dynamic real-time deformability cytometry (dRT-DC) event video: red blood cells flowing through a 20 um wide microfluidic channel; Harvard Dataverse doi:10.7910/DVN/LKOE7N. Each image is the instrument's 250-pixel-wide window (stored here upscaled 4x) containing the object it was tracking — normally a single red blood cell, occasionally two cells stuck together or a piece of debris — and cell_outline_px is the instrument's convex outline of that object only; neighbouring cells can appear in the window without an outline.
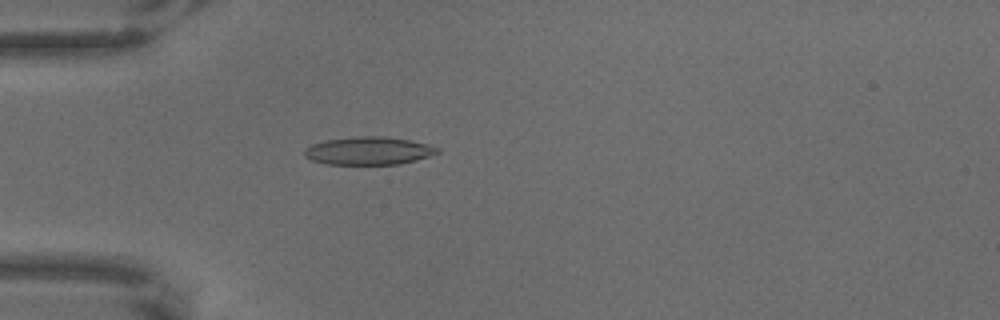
{"species": "common noctule bat (a hibernating species)", "species_latin": "Nyctalus noctula", "temperature_condition": "warm", "stored_images_in_passage": 66, "camera_frame_rate_fps": 3000, "um_per_image_px": 0.085, "animal": {"sex": "male", "body_mass_g": 18.8}, "frame": {"image": 1, "passage_image": 20, "time_ms": 6.333, "image_size_px": [1000, 320], "cell_outline_px": [[440, 152], [416, 160], [400, 164], [324, 164], [312, 160], [304, 156], [304, 148], [312, 144], [324, 140], [356, 136], [384, 136], [408, 140], [440, 148]], "centroid_in_image_um": [31.28, 12.82], "position_along_channel_um": 53.7, "area_um2": 21.62}}
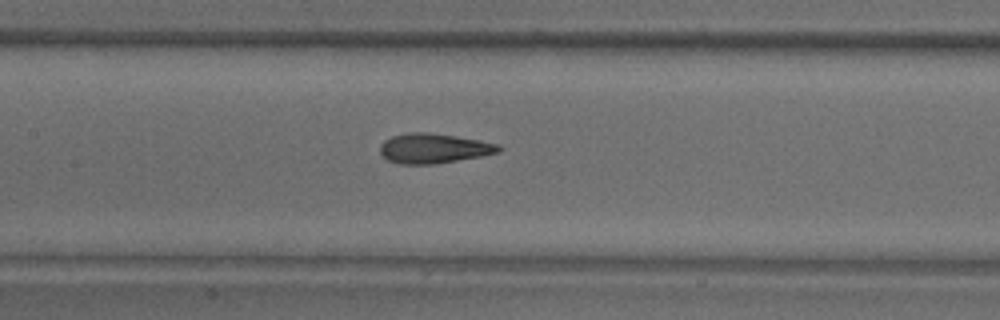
{"frame": {"image": 2, "passage_image": 32, "time_ms": 10.333, "image_size_px": [1000, 320], "cell_outline_px": [[504, 148], [500, 152], [480, 156], [432, 164], [400, 164], [388, 160], [380, 152], [380, 144], [384, 140], [392, 136], [408, 132], [428, 132], [456, 136], [480, 140], [500, 144]], "centroid_in_image_um": [36.88, 12.6], "position_along_channel_um": 170.5, "area_um2": 20.63}}
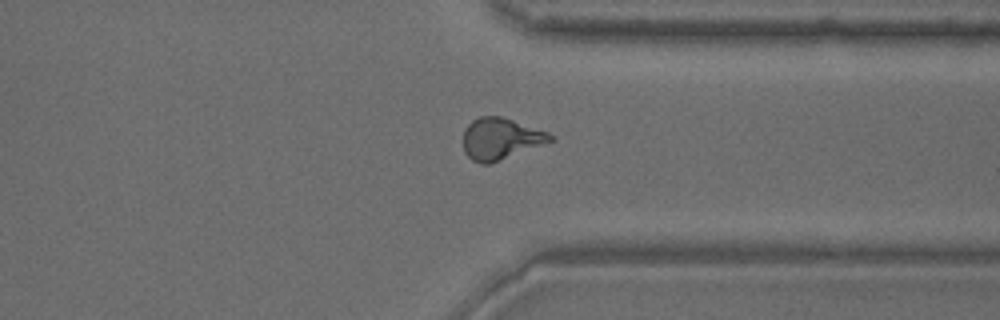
{"frame": {"image": 3, "passage_image": 51, "time_ms": 16.667, "image_size_px": [1000, 320], "cell_outline_px": [[556, 140], [488, 164], [480, 164], [472, 160], [464, 152], [464, 128], [472, 120], [480, 116], [500, 116], [548, 132], [556, 136]], "centroid_in_image_um": [42.56, 11.79], "position_along_channel_um": 368.8, "area_um2": 21.04}}